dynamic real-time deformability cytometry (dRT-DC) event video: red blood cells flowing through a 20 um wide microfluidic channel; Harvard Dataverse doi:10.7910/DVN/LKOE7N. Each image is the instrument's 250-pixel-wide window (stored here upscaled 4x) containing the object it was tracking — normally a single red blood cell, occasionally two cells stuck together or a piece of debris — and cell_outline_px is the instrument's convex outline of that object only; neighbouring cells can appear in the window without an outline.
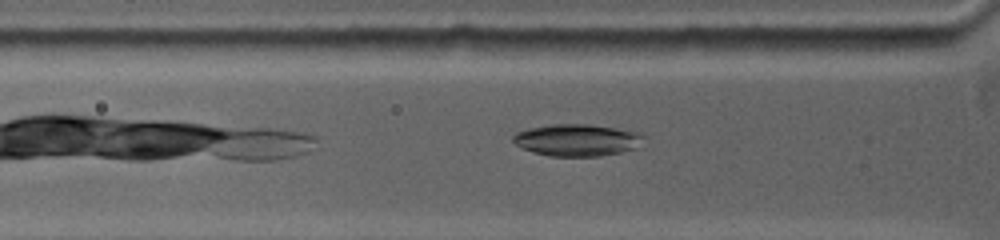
{"species": "common noctule bat (a hibernating species)", "species_latin": "Nyctalus noctula", "temperature_condition": "warm", "stored_images_in_passage": 35, "camera_frame_rate_fps": 5000, "um_per_image_px": 0.085, "animal": {"sex": "female", "body_mass_g": 19.0, "forearm_length_mm": 53.3}, "frame": {"image": 1, "passage_image": 11, "time_ms": 2.0, "image_size_px": [1000, 240], "cell_outline_px": [[640, 136], [632, 148], [620, 152], [596, 156], [552, 156], [536, 152], [524, 148], [516, 144], [512, 140], [512, 136], [516, 132], [528, 128], [552, 124], [588, 124], [636, 132]], "centroid_in_image_um": [48.9, 11.89], "position_along_channel_um": 76.9, "area_um2": 23.35}}
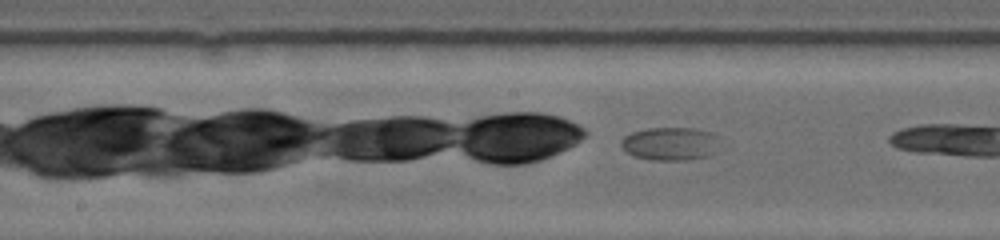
{"frame": {"image": 2, "passage_image": 23, "time_ms": 4.4, "image_size_px": [1000, 240], "cell_outline_px": [[716, 136], [704, 156], [684, 160], [656, 160], [636, 156], [628, 152], [620, 144], [624, 136], [632, 132], [648, 128], [692, 128], [708, 132]], "centroid_in_image_um": [56.8, 12.19], "position_along_channel_um": 191.4, "area_um2": 17.86}}
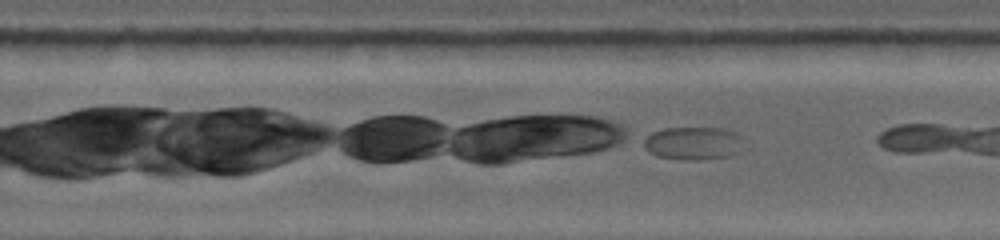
{"frame": {"image": 3, "passage_image": 34, "time_ms": 6.6, "image_size_px": [1000, 240], "cell_outline_px": [[740, 136], [728, 156], [660, 156], [644, 148], [644, 136], [652, 132], [664, 128], [720, 128], [736, 132]], "centroid_in_image_um": [58.75, 12.07], "position_along_channel_um": 271.0, "area_um2": 17.17}}